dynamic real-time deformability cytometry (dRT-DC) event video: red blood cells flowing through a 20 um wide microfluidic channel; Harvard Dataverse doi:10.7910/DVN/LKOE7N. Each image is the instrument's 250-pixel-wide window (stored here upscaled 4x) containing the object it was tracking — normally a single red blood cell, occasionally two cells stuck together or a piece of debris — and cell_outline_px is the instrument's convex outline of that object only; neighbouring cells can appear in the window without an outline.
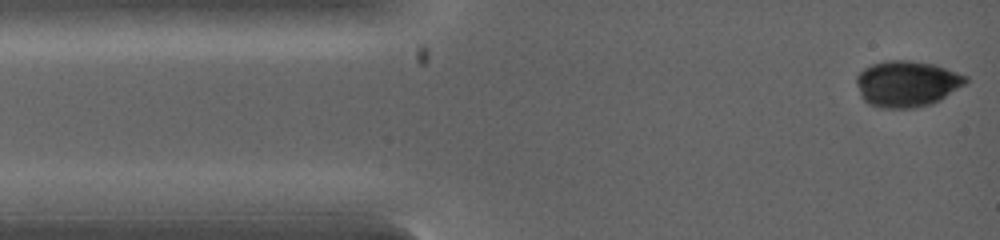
{"species": "common noctule bat (a hibernating species)", "species_latin": "Nyctalus noctula", "temperature_condition": "warm", "stored_images_in_passage": 37, "camera_frame_rate_fps": 5000, "um_per_image_px": 0.085, "animal": {"sex": "female", "body_mass_g": 19.0, "forearm_length_mm": 53.3}, "frame": {"image": 1, "passage_image": 1, "time_ms": 0.0, "image_size_px": [1000, 240], "cell_outline_px": [[968, 80], [964, 84], [940, 100], [932, 104], [916, 108], [880, 108], [868, 104], [860, 96], [856, 84], [856, 76], [864, 68], [872, 64], [888, 60], [908, 60], [936, 64], [968, 76]], "centroid_in_image_um": [77.07, 7.12], "position_along_channel_um": 7.9, "area_um2": 29.59}}
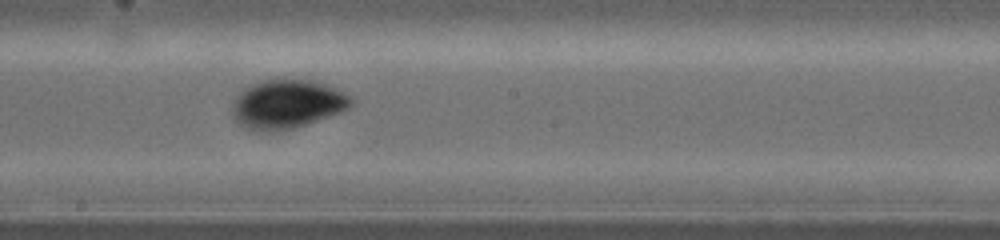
{"frame": {"image": 2, "passage_image": 22, "time_ms": 4.8, "image_size_px": [1000, 240], "cell_outline_px": [[356, 100], [348, 108], [340, 112], [280, 132], [264, 132], [244, 128], [232, 120], [232, 104], [236, 96], [244, 88], [264, 80], [308, 80], [332, 88]], "centroid_in_image_um": [24.31, 8.89], "position_along_channel_um": 223.9, "area_um2": 33.41}}
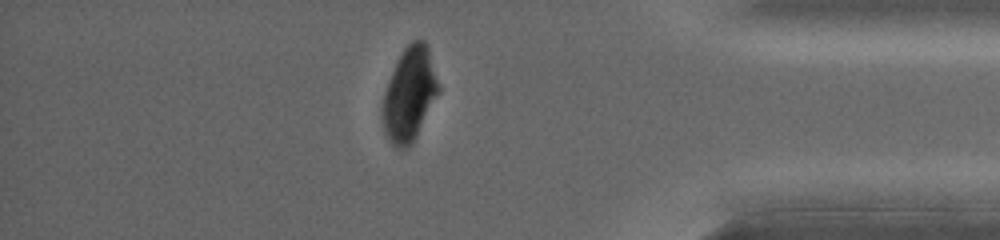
{"frame": {"image": 3, "passage_image": 37, "time_ms": 8.2, "image_size_px": [1000, 240], "cell_outline_px": [[440, 92], [412, 144], [408, 148], [396, 148], [388, 140], [384, 132], [380, 112], [380, 108], [384, 92], [388, 80], [396, 60], [404, 48], [412, 40], [424, 40], [428, 48], [440, 84]], "centroid_in_image_um": [34.78, 8.04], "position_along_channel_um": 400.4, "area_um2": 31.15}}